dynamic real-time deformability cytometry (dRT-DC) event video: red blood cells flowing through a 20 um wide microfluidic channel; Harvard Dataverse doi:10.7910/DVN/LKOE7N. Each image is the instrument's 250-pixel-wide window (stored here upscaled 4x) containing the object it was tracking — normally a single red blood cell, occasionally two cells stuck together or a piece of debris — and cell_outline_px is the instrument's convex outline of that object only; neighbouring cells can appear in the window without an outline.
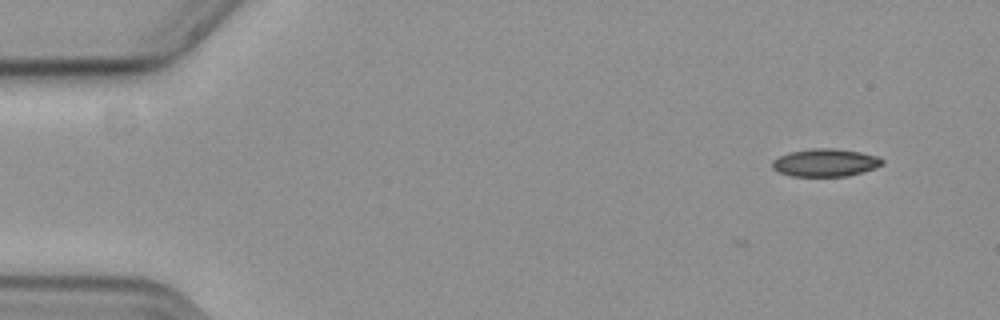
{"species": "common noctule bat (a hibernating species)", "species_latin": "Nyctalus noctula", "temperature_condition": "cold", "stored_images_in_passage": 5, "camera_frame_rate_fps": 3000, "um_per_image_px": 0.085, "animal": {"sex": "female", "body_mass_g": 19.3, "forearm_length_mm": 54.1}, "frame": {"image": 1, "passage_image": 1, "time_ms": 0.0, "image_size_px": [1000, 320], "cell_outline_px": [[884, 164], [848, 176], [792, 176], [780, 172], [772, 168], [772, 160], [788, 152], [812, 148], [832, 148], [860, 152], [880, 156], [884, 160]], "centroid_in_image_um": [70.15, 13.81], "position_along_channel_um": 14.9, "area_um2": 17.74}}